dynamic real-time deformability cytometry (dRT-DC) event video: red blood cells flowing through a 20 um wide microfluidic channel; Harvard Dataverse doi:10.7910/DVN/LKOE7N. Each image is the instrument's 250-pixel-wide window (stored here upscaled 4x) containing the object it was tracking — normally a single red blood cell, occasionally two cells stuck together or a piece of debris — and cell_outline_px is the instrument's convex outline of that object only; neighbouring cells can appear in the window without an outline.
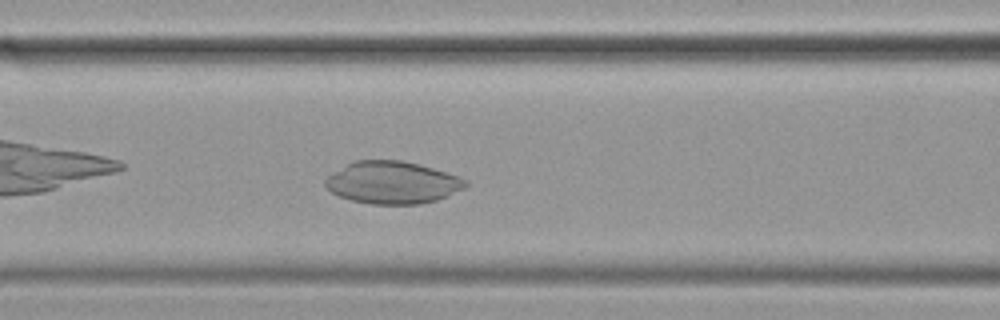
{"species": "common noctule bat (a hibernating species)", "species_latin": "Nyctalus noctula", "temperature_condition": "cold", "stored_images_in_passage": 45, "camera_frame_rate_fps": 3000, "um_per_image_px": 0.085, "animal": {"sex": "female", "body_mass_g": 19.9}, "frame": {"image": 1, "passage_image": 11, "time_ms": 3.333, "image_size_px": [1000, 320], "cell_outline_px": [[468, 184], [464, 188], [436, 200], [420, 204], [372, 204], [352, 200], [340, 196], [332, 192], [324, 184], [324, 180], [332, 172], [352, 160], [400, 160], [432, 168], [468, 180]], "centroid_in_image_um": [33.31, 15.51], "position_along_channel_um": 133.3, "area_um2": 34.33}}
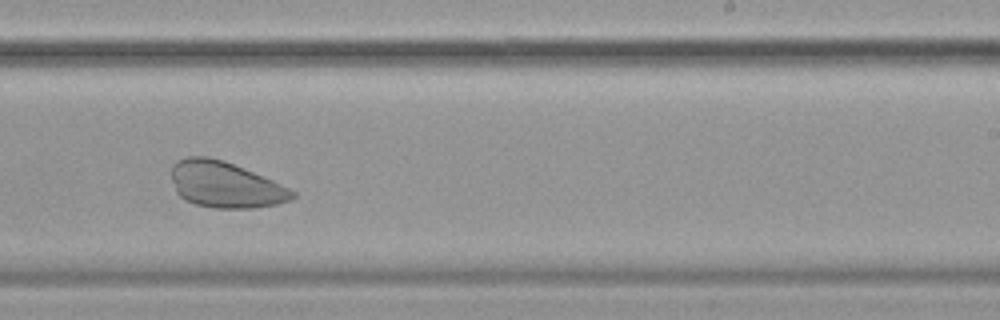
{"frame": {"image": 2, "passage_image": 23, "time_ms": 7.333, "image_size_px": [1000, 320], "cell_outline_px": [[296, 196], [292, 200], [276, 204], [252, 208], [212, 208], [196, 204], [184, 200], [176, 192], [172, 180], [172, 164], [176, 160], [188, 156], [208, 156], [224, 160], [272, 180], [296, 192]], "centroid_in_image_um": [19.12, 15.69], "position_along_channel_um": 269.9, "area_um2": 32.54}}
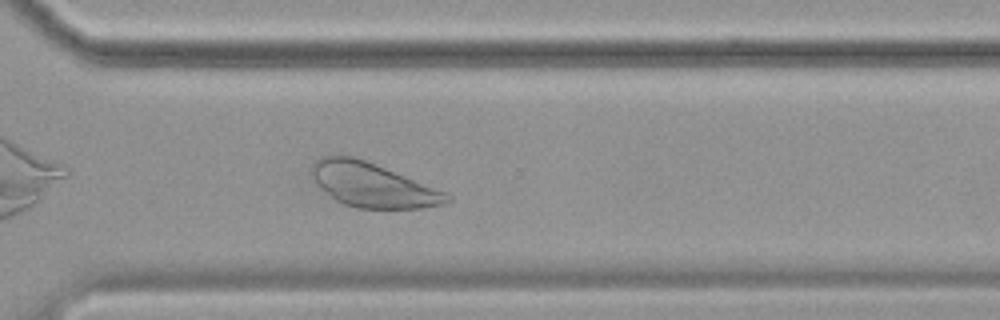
{"frame": {"image": 3, "passage_image": 29, "time_ms": 9.333, "image_size_px": [1000, 320], "cell_outline_px": [[452, 200], [444, 204], [420, 208], [356, 208], [344, 204], [336, 200], [320, 188], [308, 176], [312, 164], [320, 156], [328, 152], [352, 156], [364, 160], [444, 192], [452, 196]], "centroid_in_image_um": [31.54, 15.7], "position_along_channel_um": 339.1, "area_um2": 34.91}}